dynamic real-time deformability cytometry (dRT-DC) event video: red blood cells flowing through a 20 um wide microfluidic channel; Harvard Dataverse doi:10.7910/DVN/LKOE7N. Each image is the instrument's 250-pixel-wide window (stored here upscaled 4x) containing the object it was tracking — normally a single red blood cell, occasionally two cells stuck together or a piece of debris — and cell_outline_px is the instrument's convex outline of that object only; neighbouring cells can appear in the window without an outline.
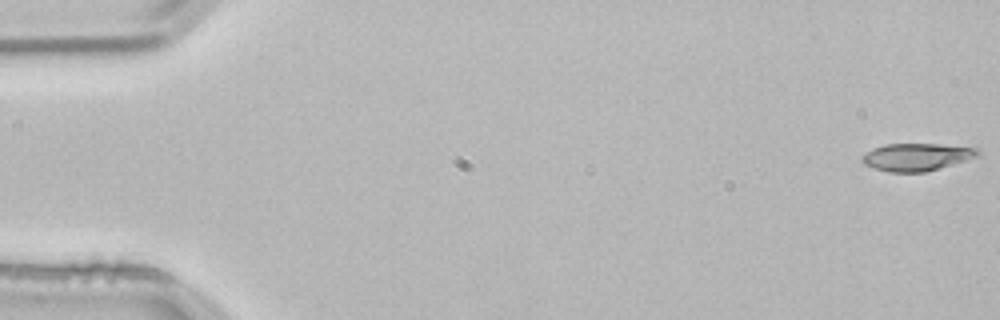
{"species": "common noctule bat (a hibernating species)", "species_latin": "Nyctalus noctula", "temperature_condition": "room temperature", "stored_images_in_passage": 53, "camera_frame_rate_fps": 3000, "um_per_image_px": 0.085, "animal": {"sex": "male", "body_mass_g": 21.5, "forearm_length_mm": 52.0}, "frame": {"image": 1, "passage_image": 1, "time_ms": 0.0, "image_size_px": [1000, 320], "cell_outline_px": [[980, 152], [976, 156], [952, 164], [924, 172], [888, 172], [864, 164], [860, 160], [860, 156], [872, 148], [884, 144], [936, 144], [976, 148]], "centroid_in_image_um": [77.82, 13.34], "position_along_channel_um": 7.2, "area_um2": 18.26}}
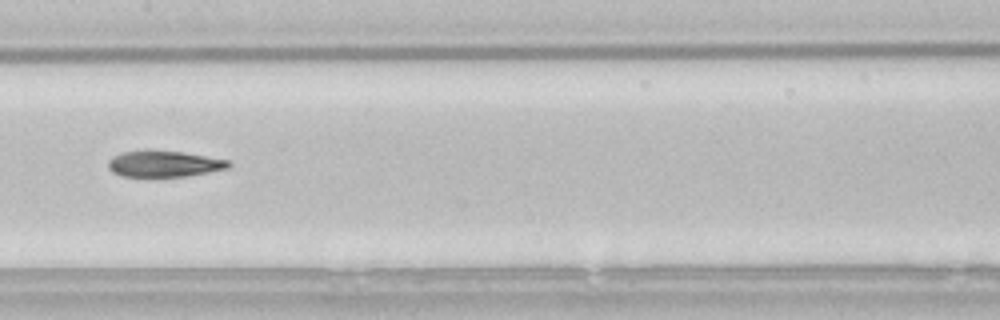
{"frame": {"image": 2, "passage_image": 27, "time_ms": 8.667, "image_size_px": [1000, 320], "cell_outline_px": [[232, 164], [228, 168], [208, 172], [184, 176], [124, 176], [112, 172], [108, 168], [108, 160], [112, 156], [120, 152], [148, 148], [184, 152], [228, 160]], "centroid_in_image_um": [13.89, 13.88], "position_along_channel_um": 193.5, "area_um2": 18.73}}
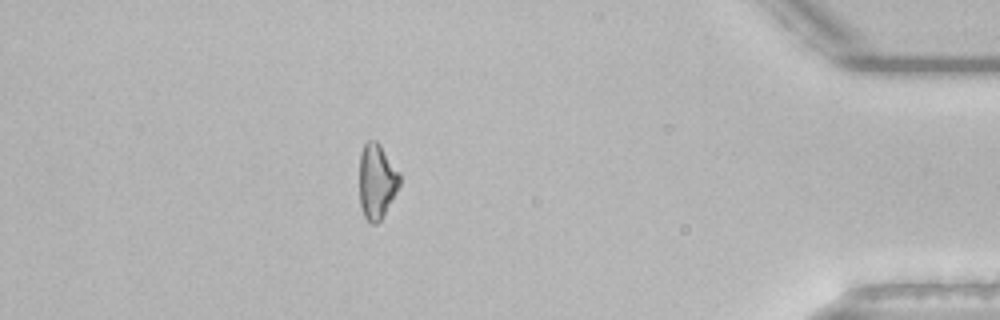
{"frame": {"image": 3, "passage_image": 47, "time_ms": 15.333, "image_size_px": [1000, 320], "cell_outline_px": [[400, 184], [396, 192], [380, 220], [376, 224], [372, 224], [364, 216], [360, 204], [360, 152], [364, 144], [368, 140], [376, 140], [380, 144], [400, 172]], "centroid_in_image_um": [32.02, 15.37], "position_along_channel_um": 403.2, "area_um2": 17.51}, "authors_computed_cell_mechanics": {"area_um2": 18.8428, "velocity_mm_per_s": 3.8402, "shape_relaxation_time_tau1_ms": 9.6031, "shape_relaxation_time_tau2_ms": 3.1463, "deformation_change_tau1": 0.2213, "deformation_change_tau2": 0.116}}